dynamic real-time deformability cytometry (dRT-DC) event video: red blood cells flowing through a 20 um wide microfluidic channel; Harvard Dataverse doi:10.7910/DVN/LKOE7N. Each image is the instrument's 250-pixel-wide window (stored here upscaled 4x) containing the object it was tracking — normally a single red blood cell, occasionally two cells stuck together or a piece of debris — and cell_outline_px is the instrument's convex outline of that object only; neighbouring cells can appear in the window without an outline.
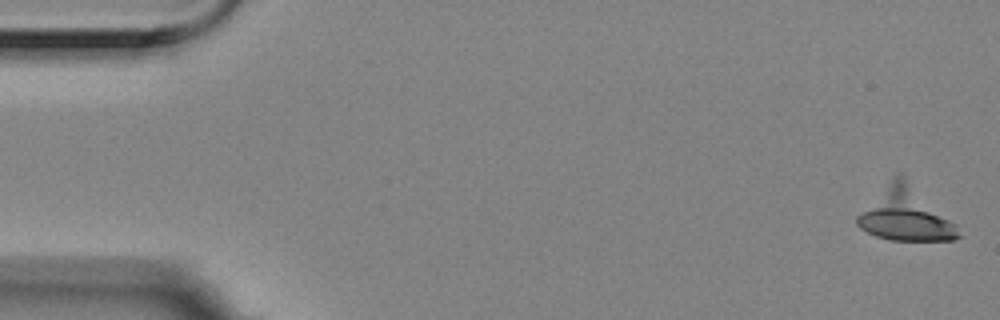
{"species": "Egyptian fruit bat (a non-hibernating species)", "species_latin": "Rousettus aegyptiacus", "temperature_condition": "room temperature", "stored_images_in_passage": 5, "camera_frame_rate_fps": 3000, "um_per_image_px": 0.085, "animal": {"sex": "female"}, "frame": {"image": 1, "passage_image": 1, "time_ms": 0.0, "image_size_px": [1000, 320], "cell_outline_px": [[960, 236], [956, 240], [888, 240], [876, 236], [860, 228], [856, 224], [856, 216], [900, 172], [956, 224]], "centroid_in_image_um": [76.98, 18.27], "position_along_channel_um": 8.0, "area_um2": 30.35}}
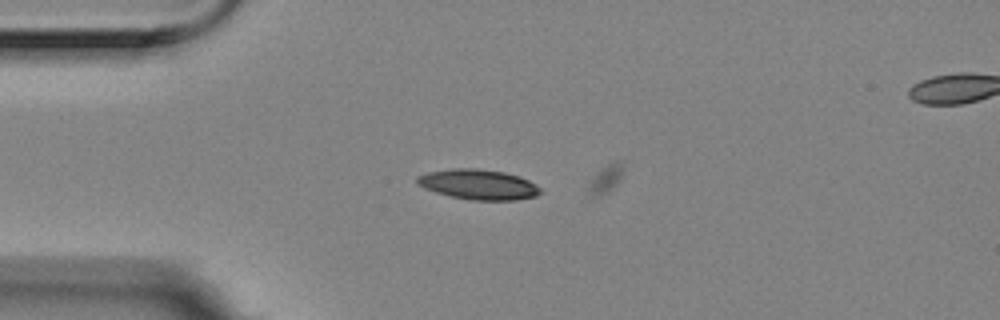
{"frame": {"image": 2, "passage_image": 4, "time_ms": 1.0, "image_size_px": [1000, 320], "cell_outline_px": [[544, 192], [536, 196], [516, 200], [472, 200], [452, 196], [436, 192], [424, 188], [416, 184], [416, 176], [428, 172], [452, 168], [476, 168], [504, 172], [520, 176], [536, 184]], "centroid_in_image_um": [40.68, 15.67], "position_along_channel_um": 44.3, "area_um2": 21.79}}